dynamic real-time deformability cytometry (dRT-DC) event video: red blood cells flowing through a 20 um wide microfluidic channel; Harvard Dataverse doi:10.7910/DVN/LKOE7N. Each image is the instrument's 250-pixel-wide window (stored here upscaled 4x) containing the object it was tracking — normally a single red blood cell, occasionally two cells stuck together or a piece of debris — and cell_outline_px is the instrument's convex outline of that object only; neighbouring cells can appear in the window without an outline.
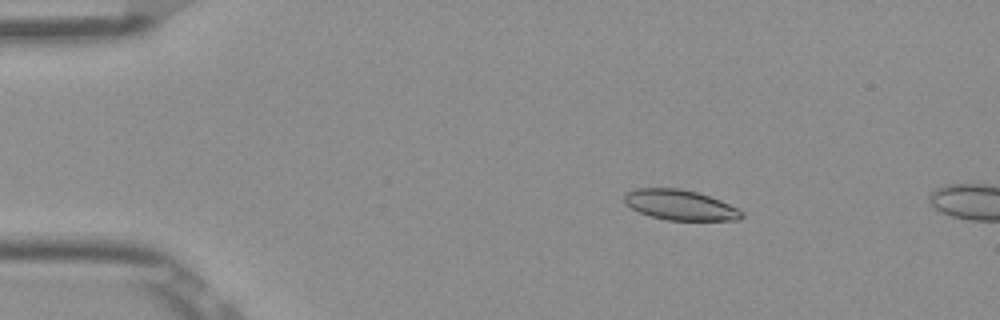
{"species": "Egyptian fruit bat (a non-hibernating species)", "species_latin": "Rousettus aegyptiacus", "temperature_condition": "room temperature", "stored_images_in_passage": 4, "camera_frame_rate_fps": 3000, "um_per_image_px": 0.085, "frame": {"image": 1, "passage_image": 1, "time_ms": 0.0, "image_size_px": [1000, 320], "cell_outline_px": [[744, 216], [740, 220], [668, 220], [652, 216], [640, 212], [624, 204], [624, 196], [628, 192], [636, 188], [680, 188], [696, 192], [720, 200], [744, 212]], "centroid_in_image_um": [57.81, 17.42], "position_along_channel_um": 27.2, "area_um2": 20.52}}